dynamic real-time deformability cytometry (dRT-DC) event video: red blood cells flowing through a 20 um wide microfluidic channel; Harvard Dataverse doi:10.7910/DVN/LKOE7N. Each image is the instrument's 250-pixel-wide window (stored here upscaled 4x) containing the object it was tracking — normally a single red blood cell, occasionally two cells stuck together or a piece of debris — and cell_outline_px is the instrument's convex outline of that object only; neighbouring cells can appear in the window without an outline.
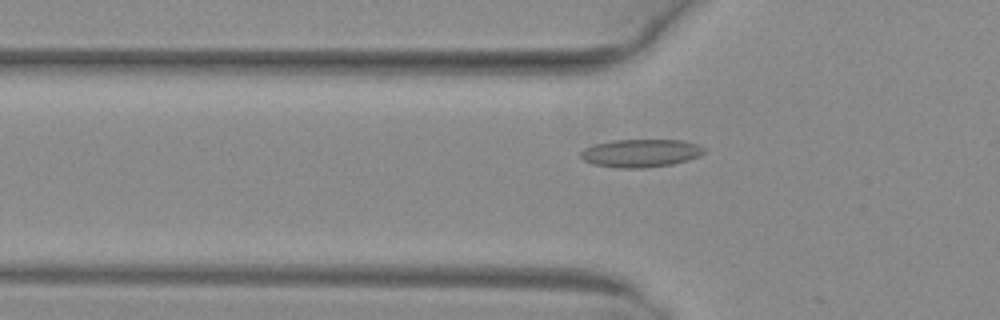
{"species": "common noctule bat (a hibernating species)", "species_latin": "Nyctalus noctula", "temperature_condition": "warm", "stored_images_in_passage": 39, "camera_frame_rate_fps": 3000, "um_per_image_px": 0.085, "animal": {"sex": "female", "body_mass_g": 29.2, "forearm_length_mm": 56.3}, "frame": {"image": 1, "passage_image": 6, "time_ms": 1.667, "image_size_px": [1000, 320], "cell_outline_px": [[708, 148], [700, 156], [688, 160], [672, 164], [644, 168], [616, 168], [592, 164], [584, 160], [580, 156], [580, 152], [584, 148], [592, 144], [612, 140], [684, 140]], "centroid_in_image_um": [54.46, 13.01], "position_along_channel_um": 71.3, "area_um2": 20.4}}
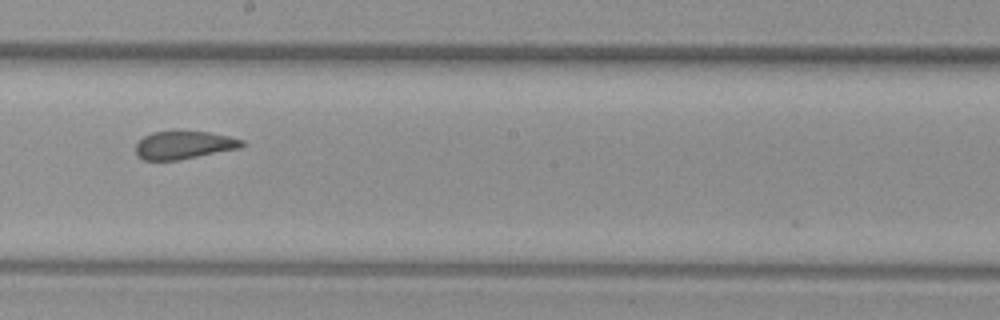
{"frame": {"image": 2, "passage_image": 18, "time_ms": 5.667, "image_size_px": [1000, 320], "cell_outline_px": [[244, 144], [240, 148], [176, 160], [144, 160], [136, 156], [136, 144], [144, 136], [152, 132], [176, 128], [180, 128], [208, 132], [228, 136], [244, 140]], "centroid_in_image_um": [15.59, 12.28], "position_along_channel_um": 232.6, "area_um2": 17.86}}
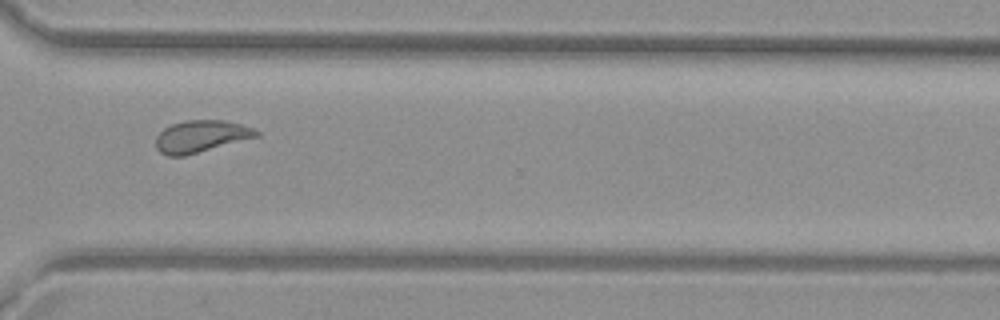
{"frame": {"image": 3, "passage_image": 27, "time_ms": 8.667, "image_size_px": [1000, 320], "cell_outline_px": [[260, 136], [184, 156], [168, 156], [160, 152], [156, 148], [156, 136], [164, 128], [172, 124], [184, 120], [224, 120], [240, 124], [252, 128], [260, 132]], "centroid_in_image_um": [17.07, 11.59], "position_along_channel_um": 353.5, "area_um2": 18.73}, "authors_computed_cell_mechanics": {"area_um2": 18.0336, "velocity_mm_per_s": 4.0229, "shape_relaxation_time_tau1_ms": null, "shape_relaxation_time_tau2_ms": 1.4895, "deformation_change_tau1": null, "deformation_change_tau2": 0.0609}}